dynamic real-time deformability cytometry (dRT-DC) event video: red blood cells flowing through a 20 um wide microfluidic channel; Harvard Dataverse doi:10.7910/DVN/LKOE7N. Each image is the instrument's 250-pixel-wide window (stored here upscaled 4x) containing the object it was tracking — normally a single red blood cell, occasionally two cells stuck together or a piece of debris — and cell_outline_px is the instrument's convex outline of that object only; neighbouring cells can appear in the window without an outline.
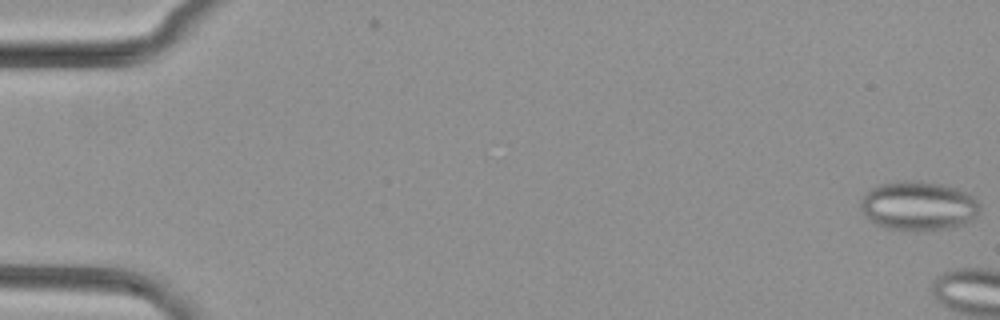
{"species": "common noctule bat (a hibernating species)", "species_latin": "Nyctalus noctula", "temperature_condition": "cold", "stored_images_in_passage": 5, "camera_frame_rate_fps": 3000, "um_per_image_px": 0.085, "animal": {"sex": "female", "body_mass_g": 29.2, "forearm_length_mm": 56.3}, "frame": {"image": 1, "passage_image": 1, "time_ms": 0.0, "image_size_px": [1000, 320], "cell_outline_px": [[980, 208], [976, 216], [964, 224], [956, 228], [916, 232], [884, 228], [876, 224], [864, 212], [860, 204], [860, 200], [876, 184], [896, 180], [916, 180], [940, 184], [956, 188], [972, 196], [980, 204]], "centroid_in_image_um": [78.07, 17.51], "position_along_channel_um": 6.9, "area_um2": 34.56}}